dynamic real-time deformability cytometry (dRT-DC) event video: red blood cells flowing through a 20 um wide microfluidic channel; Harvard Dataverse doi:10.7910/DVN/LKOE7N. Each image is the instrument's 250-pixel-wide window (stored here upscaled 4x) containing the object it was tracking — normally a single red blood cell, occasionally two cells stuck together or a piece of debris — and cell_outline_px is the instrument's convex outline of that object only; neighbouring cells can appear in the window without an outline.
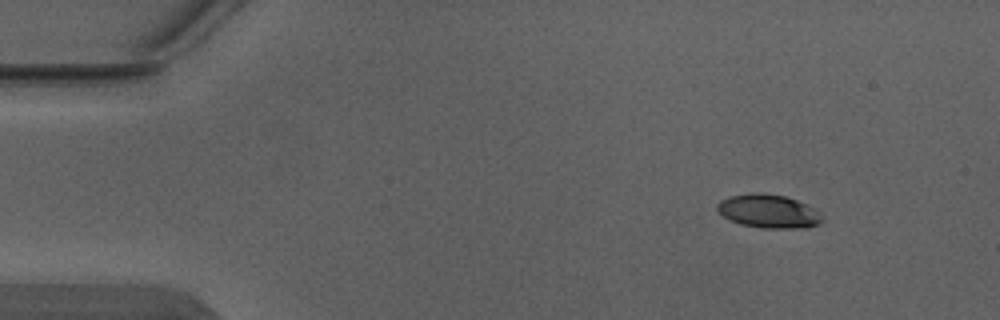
{"species": "Egyptian fruit bat (a non-hibernating species)", "species_latin": "Rousettus aegyptiacus", "temperature_condition": "warm", "stored_images_in_passage": 6, "camera_frame_rate_fps": 3000, "um_per_image_px": 0.085, "animal": {"sex": "male"}, "frame": {"image": 1, "passage_image": 1, "time_ms": 0.0, "image_size_px": [1000, 320], "cell_outline_px": [[824, 220], [820, 224], [804, 228], [764, 228], [740, 224], [728, 220], [716, 208], [716, 204], [720, 200], [732, 196], [752, 192], [760, 192], [784, 196], [808, 204], [816, 208]], "centroid_in_image_um": [65.35, 17.96], "position_along_channel_um": 19.7, "area_um2": 20.69}}
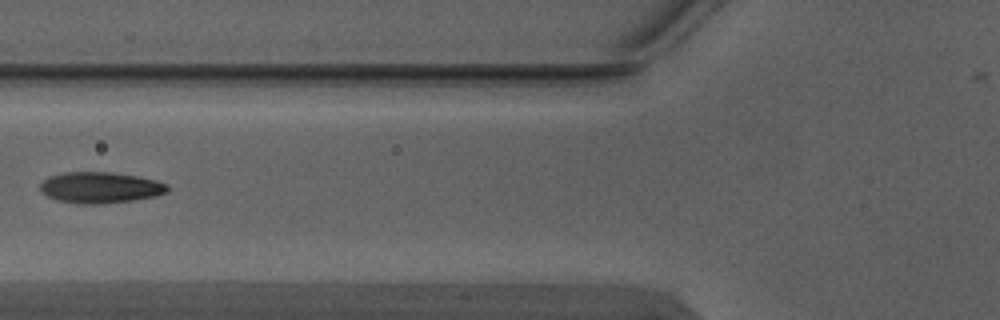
{"frame": {"image": 2, "passage_image": 5, "time_ms": 1.333, "image_size_px": [1000, 320], "cell_outline_px": [[168, 192], [156, 196], [132, 200], [104, 204], [80, 204], [56, 200], [48, 196], [40, 188], [40, 184], [48, 176], [64, 172], [112, 172], [136, 176], [156, 180], [168, 184]], "centroid_in_image_um": [8.53, 15.94], "position_along_channel_um": 117.3, "area_um2": 23.12}}
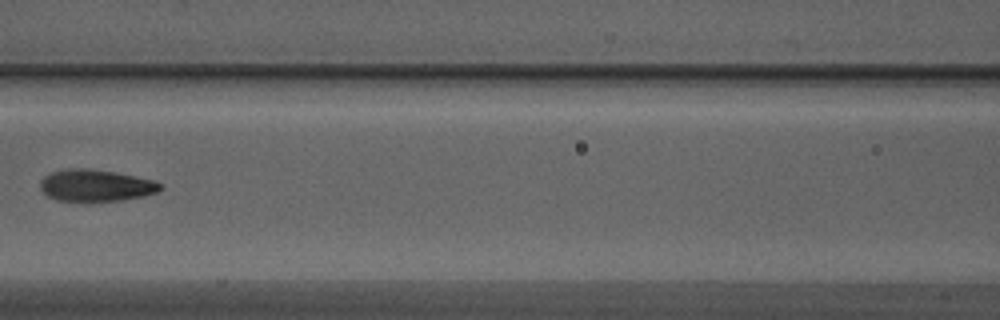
{"frame": {"image": 3, "passage_image": 6, "time_ms": 1.667, "image_size_px": [1000, 320], "cell_outline_px": [[164, 188], [156, 192], [144, 196], [120, 200], [56, 200], [48, 196], [40, 188], [40, 180], [44, 176], [52, 172], [68, 168], [88, 168], [112, 172], [152, 180], [160, 184]], "centroid_in_image_um": [8.11, 15.75], "position_along_channel_um": 158.5, "area_um2": 21.79}}